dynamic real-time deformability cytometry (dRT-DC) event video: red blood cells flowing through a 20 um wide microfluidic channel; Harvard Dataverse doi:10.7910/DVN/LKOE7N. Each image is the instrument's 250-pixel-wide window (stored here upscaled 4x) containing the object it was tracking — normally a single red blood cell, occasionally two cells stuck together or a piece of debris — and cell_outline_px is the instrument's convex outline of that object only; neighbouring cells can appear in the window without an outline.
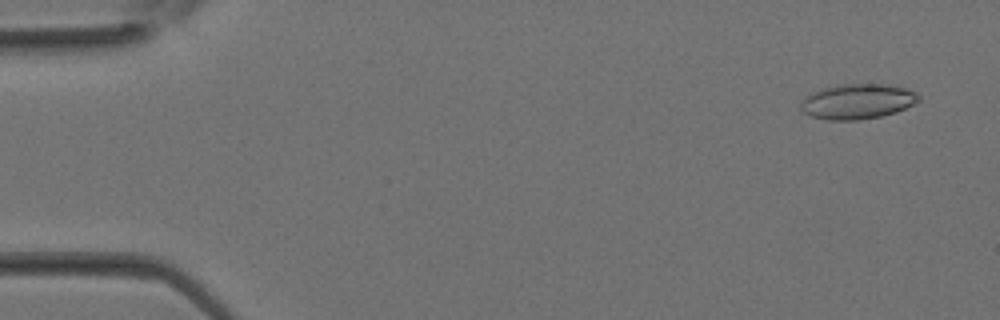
{"species": "Egyptian fruit bat (a non-hibernating species)", "species_latin": "Rousettus aegyptiacus", "temperature_condition": "room temperature", "stored_images_in_passage": 36, "camera_frame_rate_fps": 3000, "um_per_image_px": 0.085, "animal": {"sex": "female"}, "frame": {"image": 1, "passage_image": 2, "time_ms": 0.333, "image_size_px": [1000, 320], "cell_outline_px": [[920, 100], [896, 112], [880, 116], [860, 120], [828, 120], [812, 116], [804, 112], [800, 108], [800, 104], [812, 92], [820, 88], [840, 84], [888, 84], [904, 88], [916, 92], [920, 96]], "centroid_in_image_um": [72.89, 8.62], "position_along_channel_um": 12.1, "area_um2": 24.04}}
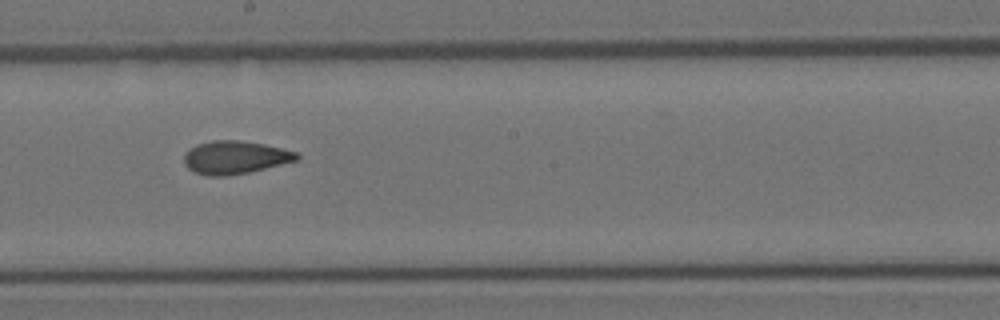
{"frame": {"image": 2, "passage_image": 20, "time_ms": 6.333, "image_size_px": [1000, 320], "cell_outline_px": [[300, 156], [296, 160], [248, 172], [224, 176], [208, 176], [196, 172], [188, 168], [184, 164], [184, 152], [188, 148], [196, 144], [212, 140], [240, 140], [264, 144], [296, 152]], "centroid_in_image_um": [19.91, 13.36], "position_along_channel_um": 228.3, "area_um2": 21.56}}
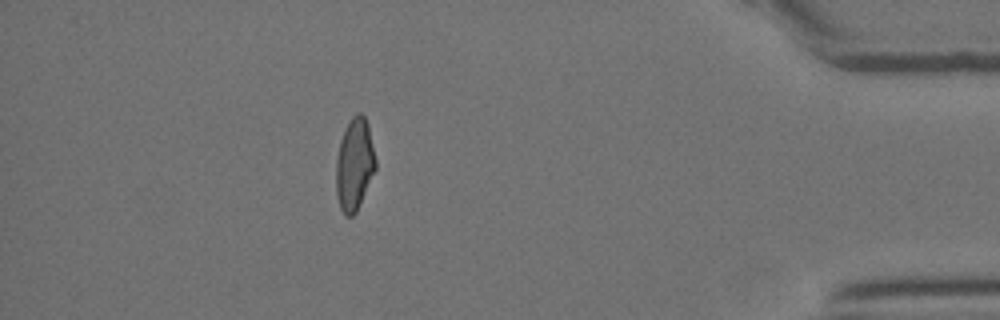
{"frame": {"image": 3, "passage_image": 32, "time_ms": 10.333, "image_size_px": [1000, 320], "cell_outline_px": [[376, 168], [356, 212], [352, 216], [344, 216], [340, 208], [336, 196], [336, 160], [340, 140], [344, 128], [352, 116], [356, 112], [360, 112], [364, 116], [368, 124], [376, 160]], "centroid_in_image_um": [30.11, 13.96], "position_along_channel_um": 405.1, "area_um2": 21.33}}